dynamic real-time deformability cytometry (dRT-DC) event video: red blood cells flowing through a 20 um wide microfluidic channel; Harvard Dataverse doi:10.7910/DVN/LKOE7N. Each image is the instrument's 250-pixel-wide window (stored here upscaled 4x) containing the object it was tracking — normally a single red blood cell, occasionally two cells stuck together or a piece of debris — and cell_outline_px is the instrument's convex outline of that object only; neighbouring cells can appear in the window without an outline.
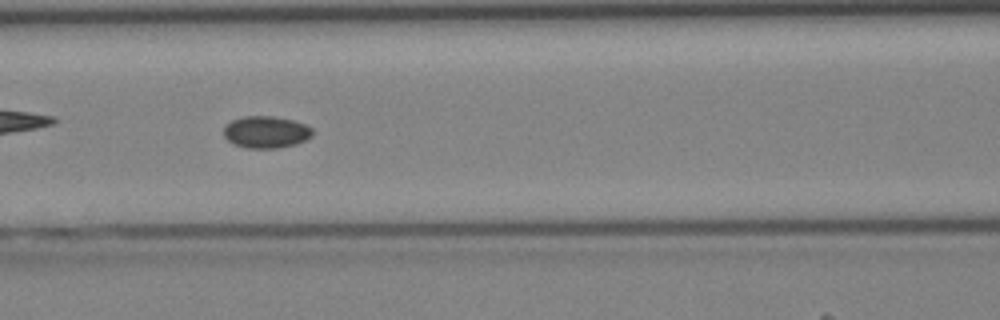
{"species": "Egyptian fruit bat (a non-hibernating species)", "species_latin": "Rousettus aegyptiacus", "temperature_condition": "cold", "stored_images_in_passage": 44, "camera_frame_rate_fps": 3000, "um_per_image_px": 0.085, "animal": {"sex": "female"}, "frame": {"image": 1, "passage_image": 19, "time_ms": 6.0, "image_size_px": [1000, 320], "cell_outline_px": [[312, 136], [296, 144], [276, 148], [248, 148], [236, 144], [228, 140], [224, 136], [224, 124], [232, 120], [244, 116], [272, 116], [292, 120], [304, 124], [312, 128]], "centroid_in_image_um": [22.6, 11.22], "position_along_channel_um": 144.0, "area_um2": 16.42}}
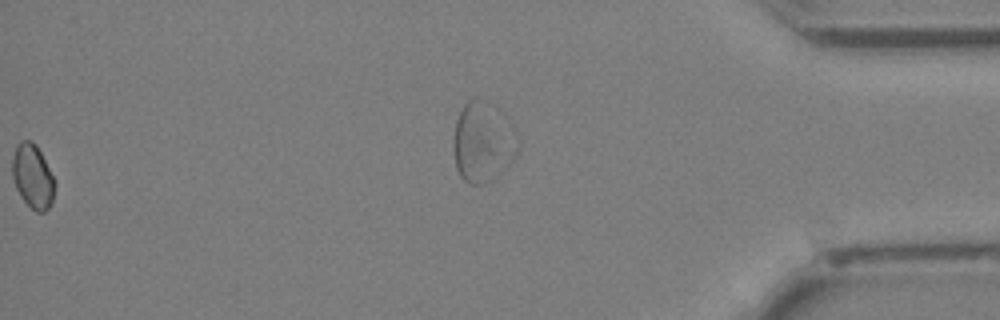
{"frame": {"image": 2, "passage_image": 43, "time_ms": 14.0, "image_size_px": [1000, 320], "cell_outline_px": [[56, 184], [52, 204], [44, 212], [36, 212], [20, 196], [16, 188], [12, 176], [12, 156], [16, 144], [20, 140], [32, 140], [36, 144]], "centroid_in_image_um": [2.76, 14.98], "position_along_channel_um": 432.4, "area_um2": 15.9}}